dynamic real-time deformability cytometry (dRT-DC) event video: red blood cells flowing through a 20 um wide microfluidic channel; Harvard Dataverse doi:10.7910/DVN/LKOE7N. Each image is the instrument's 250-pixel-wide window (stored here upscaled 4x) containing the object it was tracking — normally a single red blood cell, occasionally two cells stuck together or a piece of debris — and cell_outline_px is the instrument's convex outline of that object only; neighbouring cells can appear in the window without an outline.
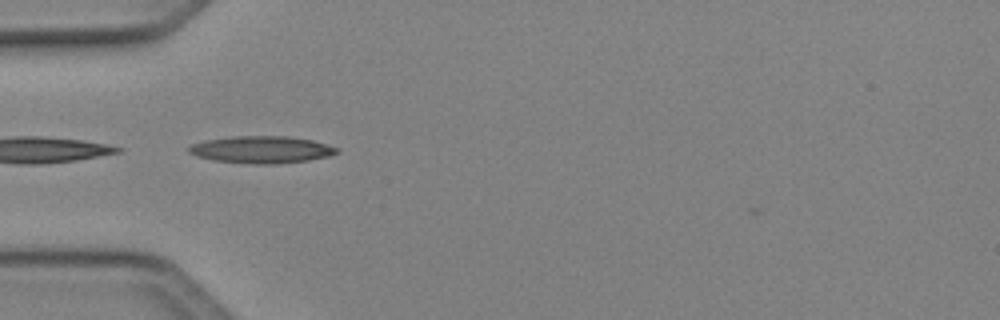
{"species": "Egyptian fruit bat (a non-hibernating species)", "species_latin": "Rousettus aegyptiacus", "temperature_condition": "cold", "stored_images_in_passage": 3, "camera_frame_rate_fps": 3000, "um_per_image_px": 0.085, "animal": {"sex": "female"}, "frame": {"image": 1, "passage_image": 1, "time_ms": 0.0, "image_size_px": [1000, 320], "cell_outline_px": [[340, 152], [328, 156], [308, 160], [276, 164], [252, 164], [212, 160], [196, 156], [188, 152], [188, 148], [192, 144], [208, 140], [232, 136], [288, 136], [312, 140], [340, 148]], "centroid_in_image_um": [22.25, 12.72], "position_along_channel_um": 62.8, "area_um2": 23.41}}